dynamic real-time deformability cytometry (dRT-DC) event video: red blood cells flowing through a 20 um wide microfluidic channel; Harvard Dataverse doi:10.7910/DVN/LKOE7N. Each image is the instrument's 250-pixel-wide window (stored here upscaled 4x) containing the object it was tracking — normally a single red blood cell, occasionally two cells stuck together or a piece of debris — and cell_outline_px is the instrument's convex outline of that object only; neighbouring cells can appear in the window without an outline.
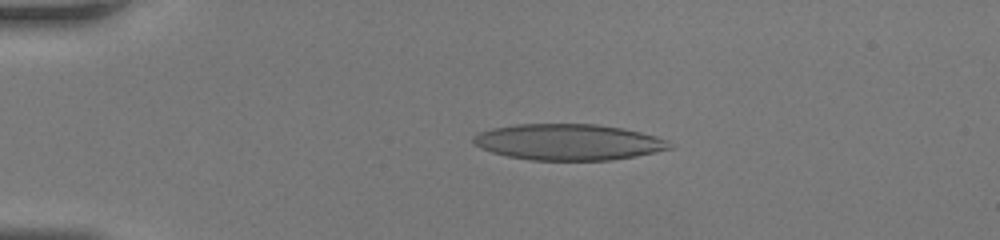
{"species": "human", "species_latin": "Homo sapiens", "temperature_condition": "room temperature", "stored_images_in_passage": 45, "camera_frame_rate_fps": 3000, "um_per_image_px": 0.085, "donor": {"sex": "female"}, "frame": {"image": 1, "passage_image": 11, "time_ms": 3.333, "image_size_px": [1000, 240], "cell_outline_px": [[672, 148], [636, 156], [612, 160], [528, 160], [508, 156], [492, 152], [480, 148], [472, 144], [472, 136], [480, 132], [492, 128], [516, 124], [596, 124], [620, 128], [640, 132], [656, 136], [668, 140]], "centroid_in_image_um": [48.27, 12.08], "position_along_channel_um": 36.7, "area_um2": 41.33}}
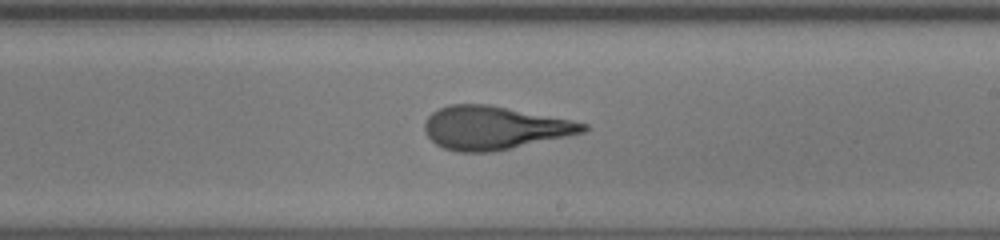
{"frame": {"image": 2, "passage_image": 28, "time_ms": 9.0, "image_size_px": [1000, 240], "cell_outline_px": [[588, 128], [584, 132], [568, 136], [512, 148], [492, 152], [460, 152], [444, 148], [436, 144], [424, 132], [424, 124], [428, 116], [432, 112], [448, 104], [488, 104], [572, 120], [588, 124]], "centroid_in_image_um": [42.0, 10.86], "position_along_channel_um": 247.0, "area_um2": 39.88}}
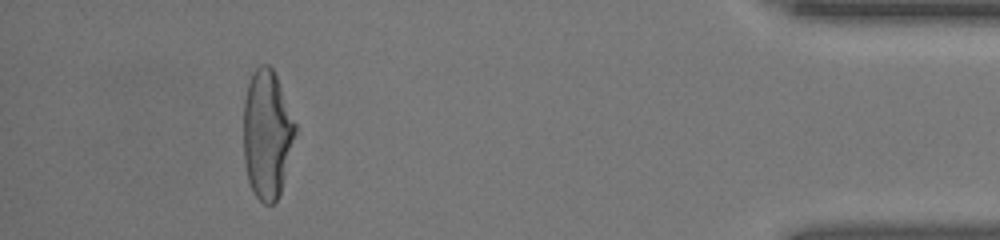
{"frame": {"image": 3, "passage_image": 42, "time_ms": 13.667, "image_size_px": [1000, 240], "cell_outline_px": [[296, 132], [280, 196], [272, 204], [264, 204], [252, 192], [248, 180], [244, 164], [244, 100], [248, 84], [252, 72], [260, 64], [268, 64], [272, 68], [276, 76], [296, 124]], "centroid_in_image_um": [22.69, 11.43], "position_along_channel_um": 412.5, "area_um2": 38.84}}